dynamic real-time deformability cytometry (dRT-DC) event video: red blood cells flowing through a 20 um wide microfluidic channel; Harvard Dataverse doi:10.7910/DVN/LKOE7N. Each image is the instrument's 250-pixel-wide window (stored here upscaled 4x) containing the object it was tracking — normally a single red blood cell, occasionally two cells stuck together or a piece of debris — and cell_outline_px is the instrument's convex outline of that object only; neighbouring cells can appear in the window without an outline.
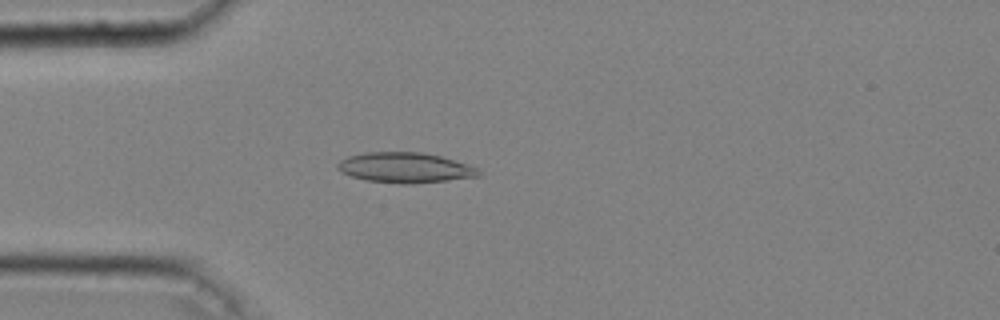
{"species": "common noctule bat (a hibernating species)", "species_latin": "Nyctalus noctula", "temperature_condition": "cold", "stored_images_in_passage": 47, "camera_frame_rate_fps": 3000, "um_per_image_px": 0.085, "animal": {"sex": "male", "body_mass_g": 20.4}, "frame": {"image": 1, "passage_image": 13, "time_ms": 4.0, "image_size_px": [1000, 320], "cell_outline_px": [[480, 176], [408, 184], [404, 184], [368, 180], [352, 176], [340, 172], [336, 168], [336, 164], [340, 160], [348, 156], [368, 152], [424, 152], [440, 156], [476, 168], [480, 172]], "centroid_in_image_um": [34.36, 14.24], "position_along_channel_um": 50.6, "area_um2": 24.45}}
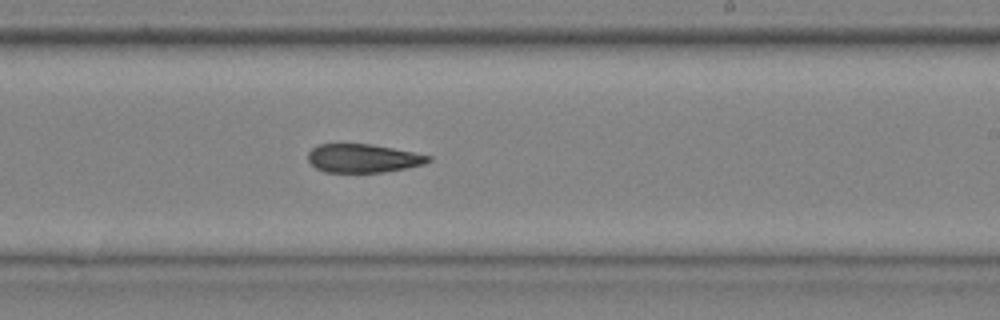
{"frame": {"image": 2, "passage_image": 29, "time_ms": 9.333, "image_size_px": [1000, 320], "cell_outline_px": [[432, 160], [424, 164], [384, 172], [324, 172], [316, 168], [308, 160], [308, 152], [316, 144], [372, 144], [432, 156]], "centroid_in_image_um": [30.84, 13.45], "position_along_channel_um": 258.2, "area_um2": 19.94}}
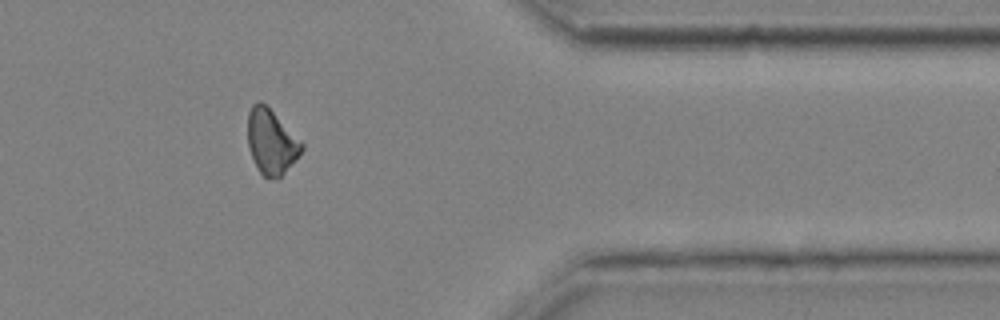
{"frame": {"image": 3, "passage_image": 40, "time_ms": 13.0, "image_size_px": [1000, 320], "cell_outline_px": [[304, 148], [284, 172], [276, 180], [264, 176], [260, 172], [252, 156], [248, 144], [248, 112], [252, 104], [260, 100], [304, 144]], "centroid_in_image_um": [23.04, 12.05], "position_along_channel_um": 388.4, "area_um2": 19.77}}